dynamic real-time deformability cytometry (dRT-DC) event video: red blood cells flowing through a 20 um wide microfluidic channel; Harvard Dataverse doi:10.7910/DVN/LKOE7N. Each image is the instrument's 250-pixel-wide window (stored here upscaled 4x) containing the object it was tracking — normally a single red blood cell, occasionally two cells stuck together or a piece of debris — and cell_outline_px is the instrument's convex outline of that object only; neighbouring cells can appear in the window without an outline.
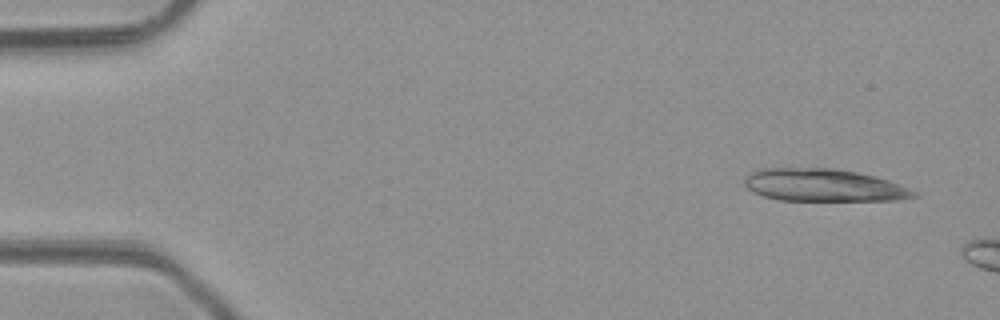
{"species": "common noctule bat (a hibernating species)", "species_latin": "Nyctalus noctula", "temperature_condition": "room temperature", "stored_images_in_passage": 3, "camera_frame_rate_fps": 3000, "um_per_image_px": 0.085, "animal": {"sex": "male", "body_mass_g": 23.1, "forearm_length_mm": 52.7}, "frame": {"image": 1, "passage_image": 1, "time_ms": 0.0, "image_size_px": [1000, 320], "cell_outline_px": [[920, 196], [896, 200], [780, 200], [764, 196], [752, 192], [744, 184], [744, 180], [748, 172], [756, 168], [832, 168], [856, 172], [888, 180], [908, 188], [916, 192]], "centroid_in_image_um": [69.94, 15.73], "position_along_channel_um": 15.1, "area_um2": 32.02}}